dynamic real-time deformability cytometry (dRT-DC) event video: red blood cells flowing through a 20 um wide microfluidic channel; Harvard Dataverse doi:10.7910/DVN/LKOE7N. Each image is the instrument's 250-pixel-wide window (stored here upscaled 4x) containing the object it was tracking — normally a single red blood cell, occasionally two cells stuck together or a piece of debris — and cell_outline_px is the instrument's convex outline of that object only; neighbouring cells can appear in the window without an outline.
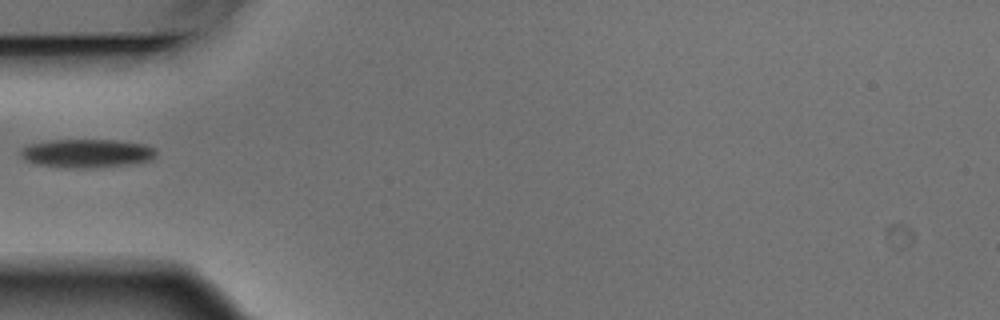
{"species": "Egyptian fruit bat (a non-hibernating species)", "species_latin": "Rousettus aegyptiacus", "temperature_condition": "warm", "stored_images_in_passage": 1, "camera_frame_rate_fps": 3000, "um_per_image_px": 0.085, "animal": {"sex": "male"}, "frame": {"image": 1, "passage_image": 1, "time_ms": 0.0, "image_size_px": [1000, 320], "cell_outline_px": [[156, 156], [152, 160], [128, 164], [92, 168], [68, 168], [36, 164], [24, 160], [20, 156], [20, 152], [28, 144], [52, 140], [112, 140], [144, 144], [156, 148]], "centroid_in_image_um": [7.38, 13.04], "position_along_channel_um": 77.6, "area_um2": 22.6}}